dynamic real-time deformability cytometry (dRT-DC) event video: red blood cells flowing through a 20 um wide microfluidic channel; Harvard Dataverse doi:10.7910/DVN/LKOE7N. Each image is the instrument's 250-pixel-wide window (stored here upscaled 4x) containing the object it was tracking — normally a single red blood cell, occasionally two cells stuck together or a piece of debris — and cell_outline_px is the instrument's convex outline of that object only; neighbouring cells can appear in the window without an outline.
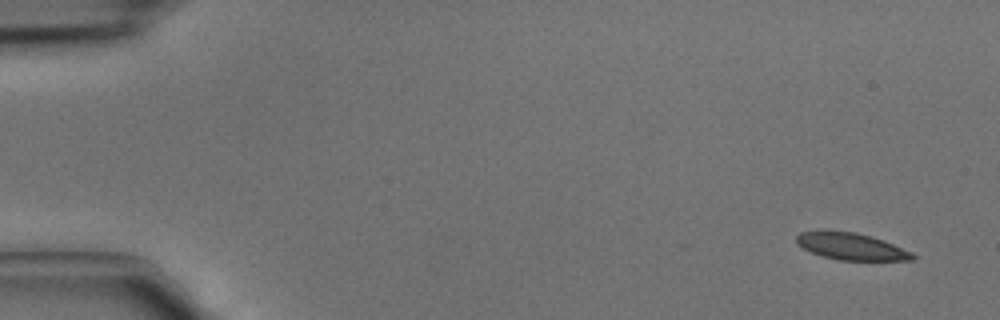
{"species": "common noctule bat (a hibernating species)", "species_latin": "Nyctalus noctula", "temperature_condition": "cold", "stored_images_in_passage": 4, "camera_frame_rate_fps": 3000, "um_per_image_px": 0.085, "animal": {"sex": "male", "body_mass_g": 15.6}, "frame": {"image": 1, "passage_image": 1, "time_ms": 0.0, "image_size_px": [1000, 320], "cell_outline_px": [[916, 260], [840, 260], [820, 256], [796, 244], [796, 236], [800, 232], [856, 232], [884, 240], [912, 252], [916, 256]], "centroid_in_image_um": [72.39, 20.97], "position_along_channel_um": 12.6, "area_um2": 17.92}}
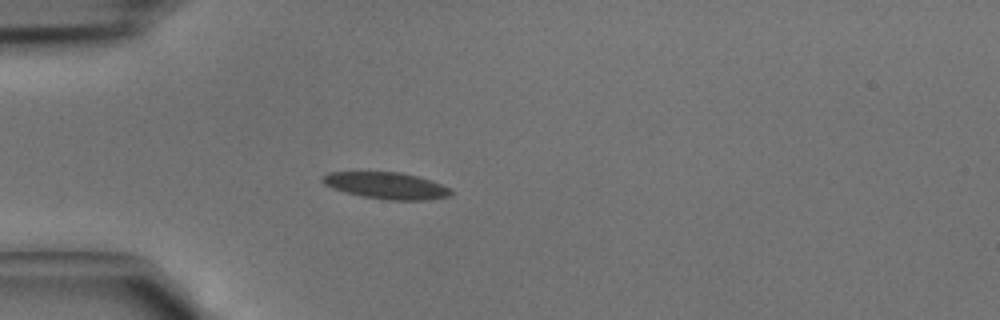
{"frame": {"image": 2, "passage_image": 4, "time_ms": 1.0, "image_size_px": [1000, 320], "cell_outline_px": [[452, 196], [428, 200], [392, 200], [364, 196], [344, 192], [332, 188], [324, 184], [320, 180], [320, 176], [328, 172], [400, 172], [432, 180], [452, 188]], "centroid_in_image_um": [32.86, 15.77], "position_along_channel_um": 52.1, "area_um2": 20.11}}